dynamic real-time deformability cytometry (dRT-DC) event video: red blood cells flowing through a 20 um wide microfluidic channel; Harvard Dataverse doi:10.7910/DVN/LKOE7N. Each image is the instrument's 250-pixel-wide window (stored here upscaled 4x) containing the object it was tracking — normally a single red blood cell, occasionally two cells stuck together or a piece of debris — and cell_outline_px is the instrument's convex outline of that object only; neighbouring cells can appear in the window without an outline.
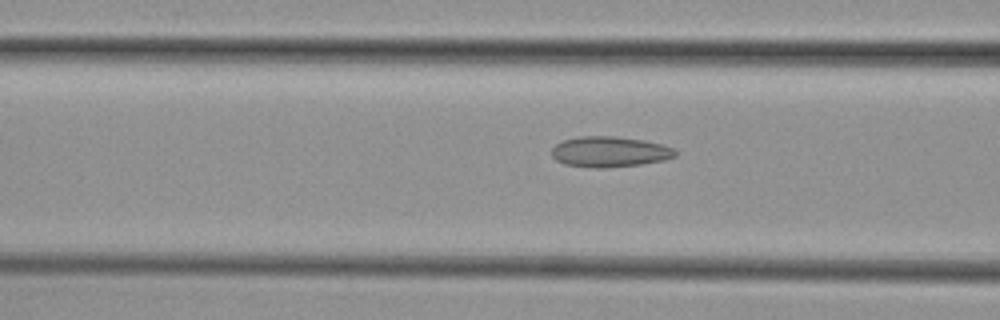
{"species": "common noctule bat (a hibernating species)", "species_latin": "Nyctalus noctula", "temperature_condition": "cold", "stored_images_in_passage": 41, "camera_frame_rate_fps": 3000, "um_per_image_px": 0.085, "animal": {"sex": "female", "body_mass_g": 29.2, "forearm_length_mm": 56.3}, "frame": {"image": 1, "passage_image": 8, "time_ms": 2.333, "image_size_px": [1000, 320], "cell_outline_px": [[676, 156], [664, 160], [640, 164], [604, 168], [592, 168], [564, 164], [556, 160], [552, 156], [552, 148], [556, 144], [564, 140], [580, 136], [616, 136], [644, 140], [660, 144], [672, 148], [676, 152]], "centroid_in_image_um": [51.79, 12.9], "position_along_channel_um": 114.8, "area_um2": 21.96}}
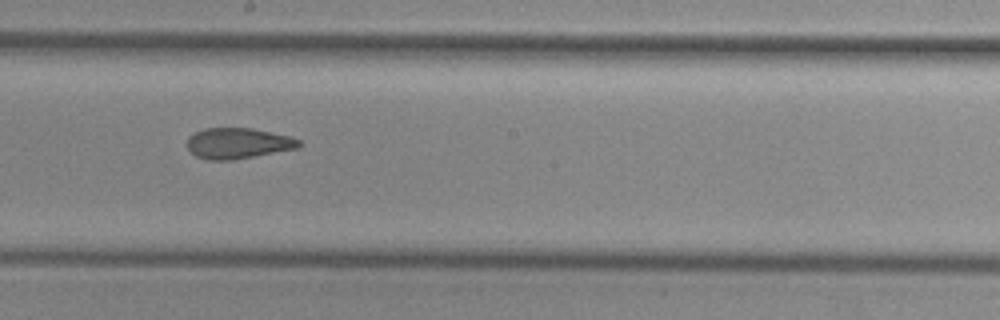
{"frame": {"image": 2, "passage_image": 17, "time_ms": 5.333, "image_size_px": [1000, 320], "cell_outline_px": [[304, 144], [300, 148], [232, 160], [208, 160], [196, 156], [188, 148], [188, 136], [204, 128], [252, 128], [292, 136], [300, 140]], "centroid_in_image_um": [20.29, 12.18], "position_along_channel_um": 227.9, "area_um2": 20.23}}
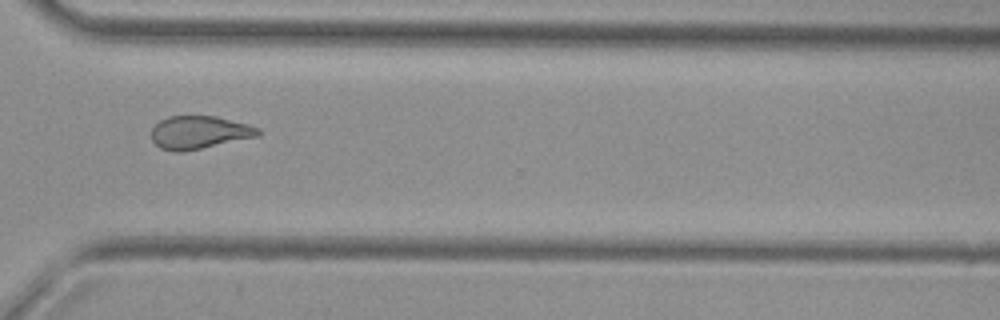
{"frame": {"image": 3, "passage_image": 27, "time_ms": 8.667, "image_size_px": [1000, 320], "cell_outline_px": [[260, 136], [184, 152], [176, 152], [160, 148], [152, 140], [152, 128], [160, 120], [168, 116], [216, 116], [248, 124], [260, 128]], "centroid_in_image_um": [16.95, 11.26], "position_along_channel_um": 353.6, "area_um2": 20.63}, "authors_computed_cell_mechanics": {"area_um2": 21.0392, "velocity_mm_per_s": 3.7779, "shape_relaxation_time_tau1_ms": null, "shape_relaxation_time_tau2_ms": 2.2465, "deformation_change_tau1": null, "deformation_change_tau2": 0.088}}